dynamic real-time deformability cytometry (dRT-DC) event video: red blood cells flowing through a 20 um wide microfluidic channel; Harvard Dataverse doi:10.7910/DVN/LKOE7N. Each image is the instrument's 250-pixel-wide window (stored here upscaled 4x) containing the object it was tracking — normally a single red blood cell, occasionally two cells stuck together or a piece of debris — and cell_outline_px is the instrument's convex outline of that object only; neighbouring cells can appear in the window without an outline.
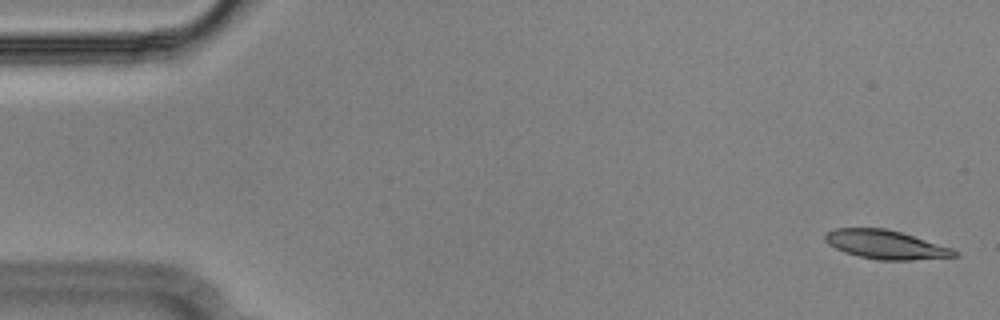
{"species": "Egyptian fruit bat (a non-hibernating species)", "species_latin": "Rousettus aegyptiacus", "temperature_condition": "cold", "stored_images_in_passage": 55, "camera_frame_rate_fps": 3000, "um_per_image_px": 0.085, "animal": {"sex": "male"}, "frame": {"image": 1, "passage_image": 2, "time_ms": 0.333, "image_size_px": [1000, 320], "cell_outline_px": [[960, 256], [912, 260], [880, 260], [860, 256], [844, 252], [828, 244], [824, 240], [824, 236], [828, 232], [836, 228], [884, 228], [900, 232], [952, 248], [960, 252]], "centroid_in_image_um": [75.31, 20.8], "position_along_channel_um": 9.7, "area_um2": 21.56}}
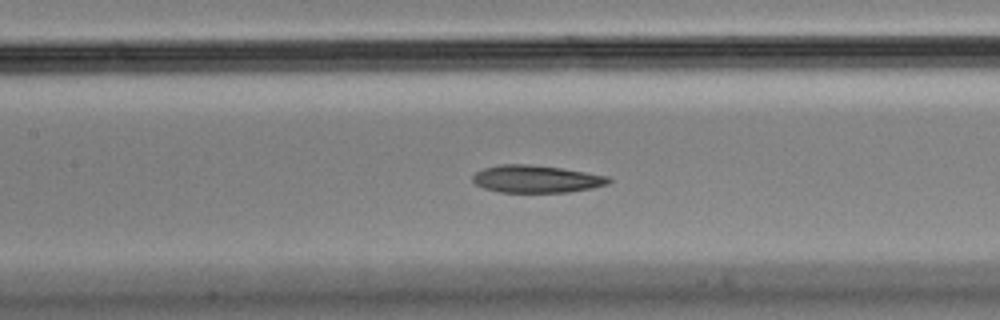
{"frame": {"image": 2, "passage_image": 25, "time_ms": 8.0, "image_size_px": [1000, 320], "cell_outline_px": [[612, 180], [608, 184], [592, 188], [568, 192], [500, 192], [484, 188], [476, 184], [472, 180], [472, 176], [476, 172], [484, 168], [500, 164], [528, 164], [560, 168], [608, 176]], "centroid_in_image_um": [45.57, 15.21], "position_along_channel_um": 161.8, "area_um2": 21.62}}
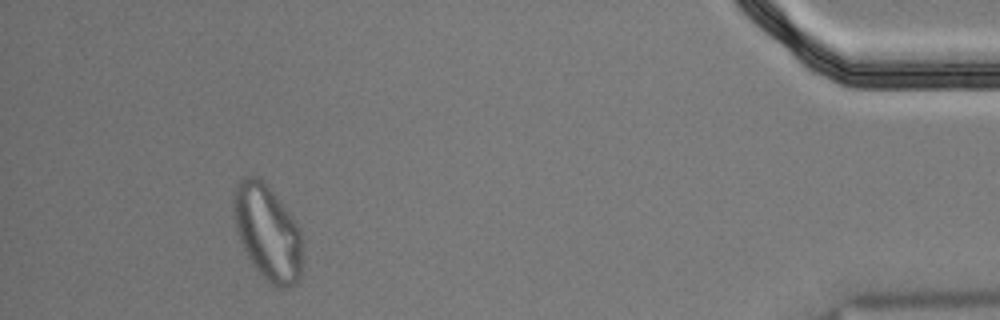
{"frame": {"image": 3, "passage_image": 51, "time_ms": 16.667, "image_size_px": [1000, 320], "cell_outline_px": [[304, 264], [300, 276], [296, 284], [288, 288], [280, 288], [272, 284], [252, 264], [240, 240], [236, 224], [236, 184], [244, 176], [256, 176], [272, 192], [292, 216], [300, 232]], "centroid_in_image_um": [22.81, 19.83], "position_along_channel_um": 412.4, "area_um2": 37.22}, "authors_computed_cell_mechanics": {"area_um2": 22.6576, "velocity_mm_per_s": 3.6133, "shape_relaxation_time_tau1_ms": null, "shape_relaxation_time_tau2_ms": 2.7386, "deformation_change_tau1": null, "deformation_change_tau2": 0.0952}}